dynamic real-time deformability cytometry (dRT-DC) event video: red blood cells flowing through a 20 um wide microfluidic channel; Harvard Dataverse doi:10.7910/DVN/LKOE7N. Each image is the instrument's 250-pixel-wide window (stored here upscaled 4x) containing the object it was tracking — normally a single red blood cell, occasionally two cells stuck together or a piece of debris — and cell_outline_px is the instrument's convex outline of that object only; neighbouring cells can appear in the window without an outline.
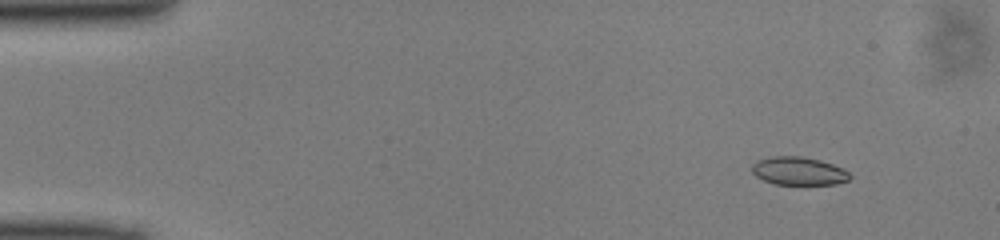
{"species": "common noctule bat (a hibernating species)", "species_latin": "Nyctalus noctula", "temperature_condition": "cold", "stored_images_in_passage": 20, "camera_frame_rate_fps": 3000, "um_per_image_px": 0.085, "animal": {"sex": "male", "body_mass_g": 13.0, "forearm_length_mm": 53.1}, "frame": {"image": 1, "passage_image": 2, "time_ms": 0.333, "image_size_px": [1000, 240], "cell_outline_px": [[852, 176], [848, 180], [836, 184], [776, 184], [764, 180], [756, 176], [752, 172], [752, 164], [760, 160], [772, 156], [804, 156], [820, 160], [832, 164], [848, 172]], "centroid_in_image_um": [67.89, 14.53], "position_along_channel_um": 17.1, "area_um2": 15.9}}
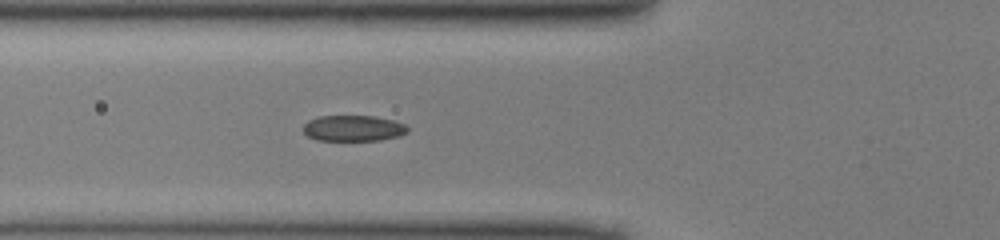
{"frame": {"image": 2, "passage_image": 15, "time_ms": 4.667, "image_size_px": [1000, 240], "cell_outline_px": [[408, 132], [400, 136], [380, 140], [316, 140], [308, 136], [304, 132], [304, 124], [308, 120], [320, 116], [376, 116], [392, 120], [404, 124], [408, 128]], "centroid_in_image_um": [30.04, 10.9], "position_along_channel_um": 95.8, "area_um2": 15.72}}
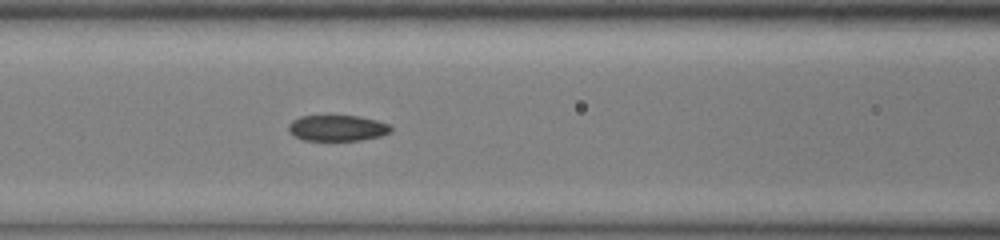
{"frame": {"image": 3, "passage_image": 18, "time_ms": 5.667, "image_size_px": [1000, 240], "cell_outline_px": [[392, 132], [380, 136], [360, 140], [304, 140], [292, 136], [288, 132], [288, 124], [292, 120], [300, 116], [356, 116], [376, 120], [388, 124], [392, 128]], "centroid_in_image_um": [28.63, 10.89], "position_along_channel_um": 138.0, "area_um2": 15.49}}